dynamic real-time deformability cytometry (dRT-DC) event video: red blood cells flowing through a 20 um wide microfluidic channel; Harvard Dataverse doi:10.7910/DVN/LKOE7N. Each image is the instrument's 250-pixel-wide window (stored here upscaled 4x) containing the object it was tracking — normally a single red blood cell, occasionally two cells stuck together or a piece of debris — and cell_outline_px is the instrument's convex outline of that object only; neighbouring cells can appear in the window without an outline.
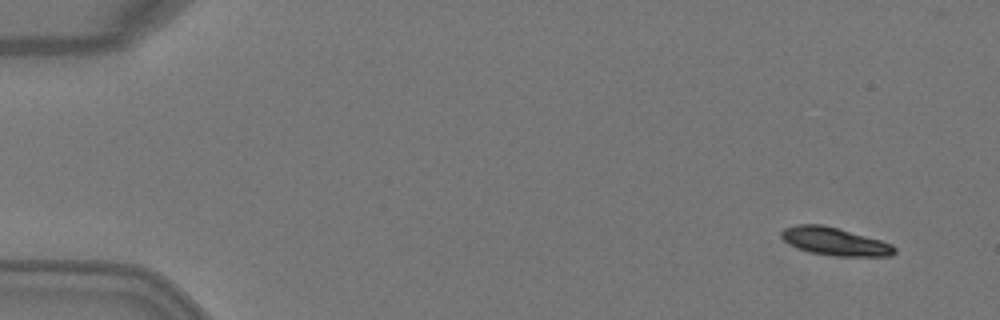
{"species": "Egyptian fruit bat (a non-hibernating species)", "species_latin": "Rousettus aegyptiacus", "temperature_condition": "warm", "stored_images_in_passage": 4, "camera_frame_rate_fps": 3000, "um_per_image_px": 0.085, "animal": {"sex": "female"}, "frame": {"image": 1, "passage_image": 1, "time_ms": 0.0, "image_size_px": [1000, 320], "cell_outline_px": [[896, 252], [892, 256], [836, 256], [808, 252], [796, 248], [788, 244], [780, 236], [780, 232], [784, 228], [796, 224], [824, 224], [880, 240], [892, 244], [896, 248]], "centroid_in_image_um": [70.92, 20.52], "position_along_channel_um": 14.1, "area_um2": 18.55}}
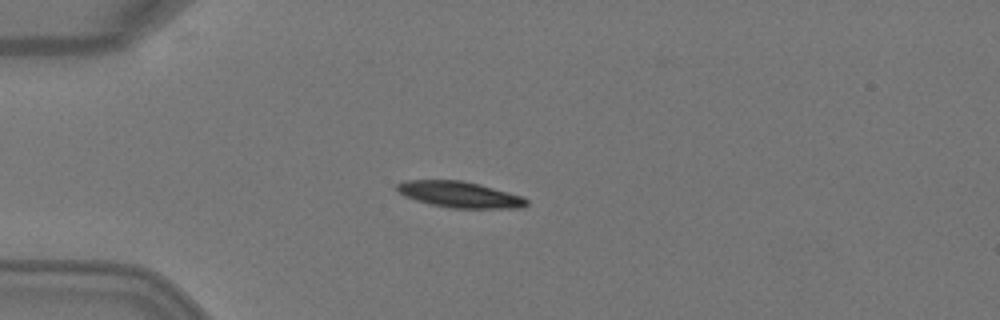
{"frame": {"image": 2, "passage_image": 4, "time_ms": 1.0, "image_size_px": [1000, 320], "cell_outline_px": [[528, 204], [524, 208], [452, 208], [432, 204], [416, 200], [404, 196], [396, 188], [396, 184], [404, 180], [460, 180], [480, 184], [524, 196], [528, 200]], "centroid_in_image_um": [39.11, 16.53], "position_along_channel_um": 45.9, "area_um2": 19.77}}